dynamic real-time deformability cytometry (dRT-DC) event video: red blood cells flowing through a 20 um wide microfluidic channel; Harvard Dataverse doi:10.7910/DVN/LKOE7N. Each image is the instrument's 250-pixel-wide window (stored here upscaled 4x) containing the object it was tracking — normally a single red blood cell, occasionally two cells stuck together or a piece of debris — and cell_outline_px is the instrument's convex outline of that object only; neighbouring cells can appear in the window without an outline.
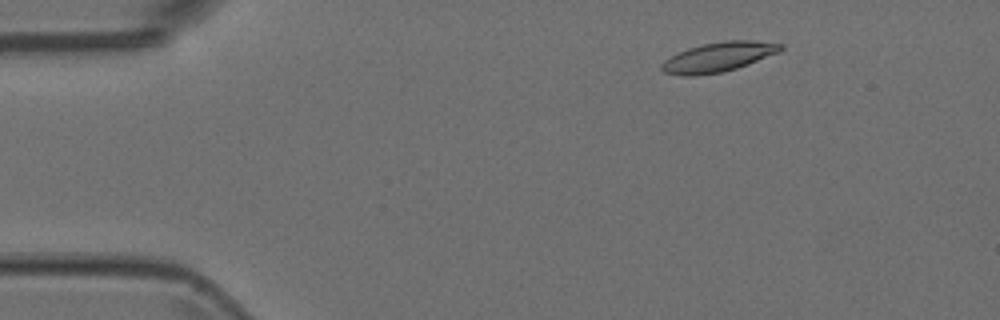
{"species": "Egyptian fruit bat (a non-hibernating species)", "species_latin": "Rousettus aegyptiacus", "temperature_condition": "room temperature", "stored_images_in_passage": 4, "segment_of_instrument_passage": [2, 2], "camera_frame_rate_fps": 3000, "um_per_image_px": 0.085, "animal": {"sex": "female"}, "frame": {"image": 1, "passage_image": 4, "time_ms": 1.0, "image_size_px": [1000, 320], "cell_outline_px": [[784, 48], [780, 52], [748, 64], [724, 72], [692, 76], [684, 76], [664, 72], [660, 68], [660, 64], [664, 60], [676, 52], [688, 48], [704, 44], [724, 40], [752, 40], [784, 44]], "centroid_in_image_um": [61.06, 4.84], "position_along_channel_um": 23.9, "area_um2": 20.69}}